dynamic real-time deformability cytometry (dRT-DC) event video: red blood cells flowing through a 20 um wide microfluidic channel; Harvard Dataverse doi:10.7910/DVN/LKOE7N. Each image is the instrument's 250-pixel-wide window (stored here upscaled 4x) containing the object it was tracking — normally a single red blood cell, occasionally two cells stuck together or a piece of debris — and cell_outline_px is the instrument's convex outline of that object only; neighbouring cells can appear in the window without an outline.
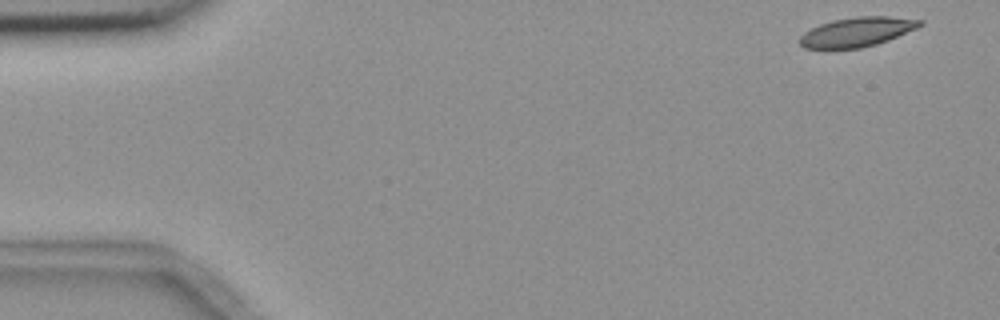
{"species": "common noctule bat (a hibernating species)", "species_latin": "Nyctalus noctula", "temperature_condition": "room temperature", "stored_images_in_passage": 54, "camera_frame_rate_fps": 3000, "um_per_image_px": 0.085, "animal": {"sex": "female", "body_mass_g": 18.4}, "frame": {"image": 1, "passage_image": 1, "time_ms": 0.0, "image_size_px": [1000, 320], "cell_outline_px": [[924, 24], [916, 28], [888, 40], [876, 44], [860, 48], [804, 48], [800, 44], [800, 36], [804, 32], [820, 24], [832, 20], [856, 16], [888, 16], [924, 20]], "centroid_in_image_um": [72.86, 2.7], "position_along_channel_um": 12.1, "area_um2": 20.46}}
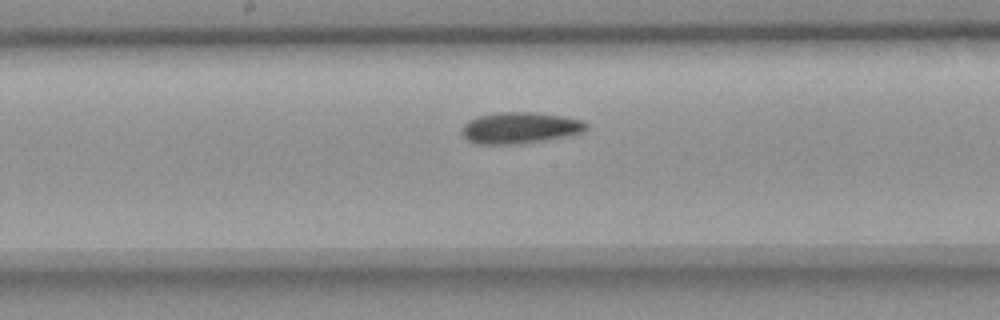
{"frame": {"image": 2, "passage_image": 27, "time_ms": 8.667, "image_size_px": [1000, 320], "cell_outline_px": [[588, 128], [584, 132], [572, 136], [516, 144], [476, 144], [468, 140], [460, 132], [460, 128], [468, 120], [476, 116], [500, 112], [532, 112], [560, 116], [580, 120], [588, 124]], "centroid_in_image_um": [44.18, 10.87], "position_along_channel_um": 204.0, "area_um2": 22.89}}
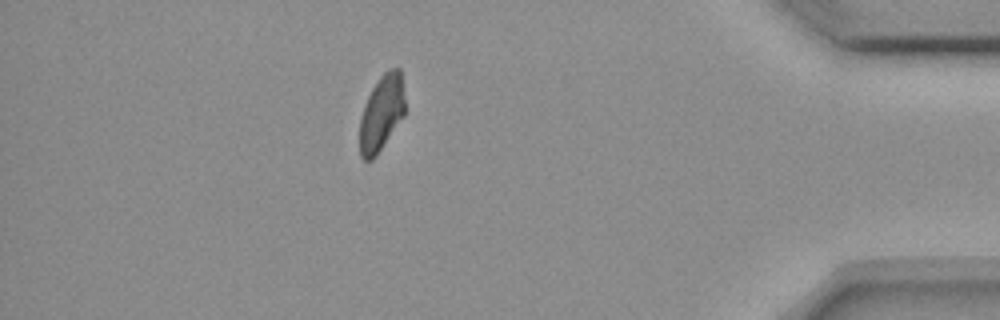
{"frame": {"image": 3, "passage_image": 47, "time_ms": 15.333, "image_size_px": [1000, 320], "cell_outline_px": [[404, 116], [376, 156], [372, 160], [364, 160], [360, 156], [360, 116], [364, 104], [372, 88], [380, 76], [388, 68], [400, 68], [404, 96]], "centroid_in_image_um": [32.42, 9.61], "position_along_channel_um": 402.8, "area_um2": 20.0}, "authors_computed_cell_mechanics": {"area_um2": 21.4727, "velocity_mm_per_s": 3.6331, "shape_relaxation_time_tau1_ms": 11.3517, "shape_relaxation_time_tau2_ms": null, "deformation_change_tau1": 0.1923, "deformation_change_tau2": null}}